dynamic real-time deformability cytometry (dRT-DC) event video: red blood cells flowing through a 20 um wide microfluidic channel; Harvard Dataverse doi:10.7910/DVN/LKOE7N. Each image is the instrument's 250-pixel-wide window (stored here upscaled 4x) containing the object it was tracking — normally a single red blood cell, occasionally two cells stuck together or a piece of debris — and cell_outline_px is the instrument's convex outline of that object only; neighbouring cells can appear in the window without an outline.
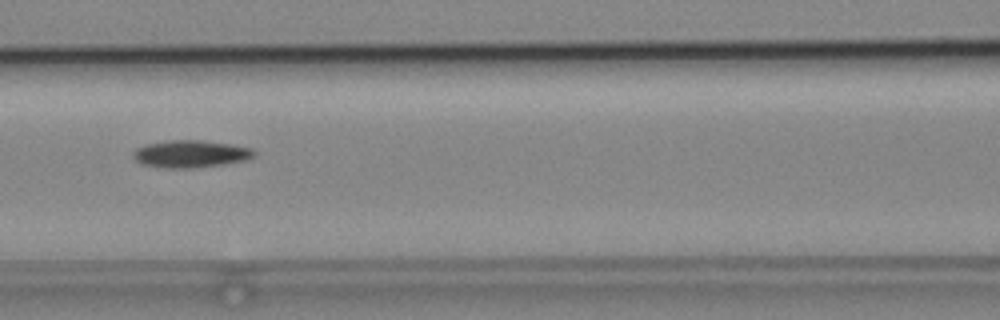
{"species": "common noctule bat (a hibernating species)", "species_latin": "Nyctalus noctula", "temperature_condition": "cold", "stored_images_in_passage": 6, "camera_frame_rate_fps": 3000, "um_per_image_px": 0.085, "animal": {"sex": "male", "body_mass_g": 19.2, "forearm_length_mm": 51.8}, "frame": {"image": 1, "passage_image": 3, "time_ms": 0.667, "image_size_px": [1000, 320], "cell_outline_px": [[256, 156], [244, 160], [224, 164], [192, 168], [164, 168], [140, 164], [132, 156], [132, 152], [136, 148], [144, 144], [172, 140], [200, 140], [232, 144], [252, 148], [256, 152]], "centroid_in_image_um": [16.18, 13.08], "position_along_channel_um": 150.4, "area_um2": 19.42}}
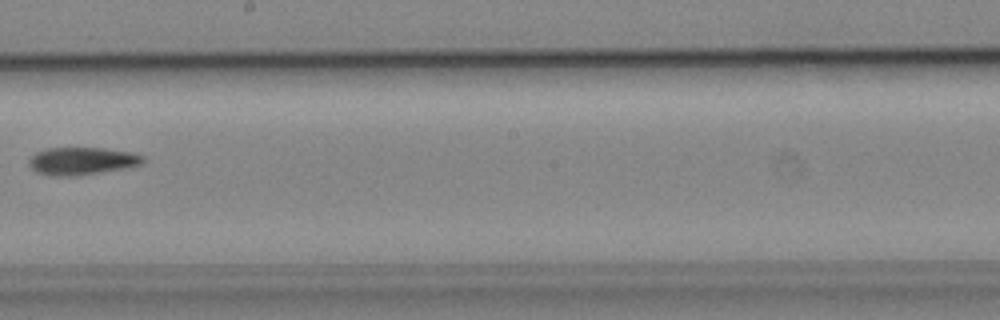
{"frame": {"image": 2, "passage_image": 5, "time_ms": 1.333, "image_size_px": [1000, 320], "cell_outline_px": [[144, 160], [140, 164], [128, 168], [76, 176], [52, 176], [36, 172], [28, 164], [28, 160], [36, 152], [44, 148], [104, 148], [132, 152], [144, 156]], "centroid_in_image_um": [6.95, 13.69], "position_along_channel_um": 241.2, "area_um2": 18.5}}
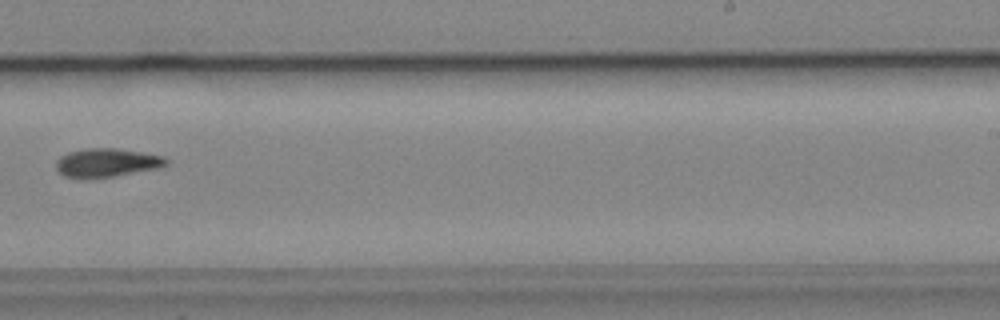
{"frame": {"image": 3, "passage_image": 6, "time_ms": 1.667, "image_size_px": [1000, 320], "cell_outline_px": [[168, 164], [160, 168], [112, 176], [84, 180], [64, 176], [56, 168], [56, 160], [60, 156], [68, 152], [84, 148], [116, 148], [164, 156], [168, 160]], "centroid_in_image_um": [9.04, 13.84], "position_along_channel_um": 280.0, "area_um2": 18.61}}